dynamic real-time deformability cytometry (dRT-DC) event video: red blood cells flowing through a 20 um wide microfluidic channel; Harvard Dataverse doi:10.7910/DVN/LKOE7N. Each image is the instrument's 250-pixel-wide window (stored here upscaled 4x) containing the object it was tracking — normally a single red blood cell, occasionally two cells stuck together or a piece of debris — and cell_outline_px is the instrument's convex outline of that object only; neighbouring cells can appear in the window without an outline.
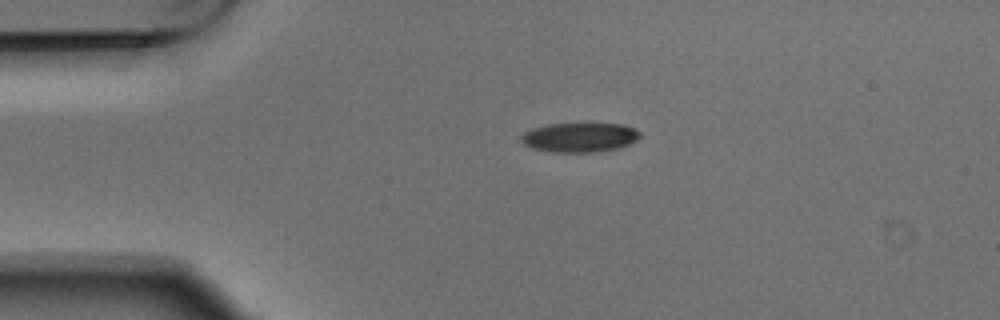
{"species": "Egyptian fruit bat (a non-hibernating species)", "species_latin": "Rousettus aegyptiacus", "temperature_condition": "warm", "stored_images_in_passage": 2, "camera_frame_rate_fps": 3000, "um_per_image_px": 0.085, "animal": {"sex": "male"}, "frame": {"image": 1, "passage_image": 1, "time_ms": 0.0, "image_size_px": [1000, 320], "cell_outline_px": [[640, 136], [636, 140], [620, 148], [596, 152], [548, 152], [532, 148], [524, 144], [520, 140], [520, 136], [524, 132], [532, 128], [548, 124], [588, 120], [624, 124], [640, 132]], "centroid_in_image_um": [49.27, 11.62], "position_along_channel_um": 35.7, "area_um2": 21.5}}